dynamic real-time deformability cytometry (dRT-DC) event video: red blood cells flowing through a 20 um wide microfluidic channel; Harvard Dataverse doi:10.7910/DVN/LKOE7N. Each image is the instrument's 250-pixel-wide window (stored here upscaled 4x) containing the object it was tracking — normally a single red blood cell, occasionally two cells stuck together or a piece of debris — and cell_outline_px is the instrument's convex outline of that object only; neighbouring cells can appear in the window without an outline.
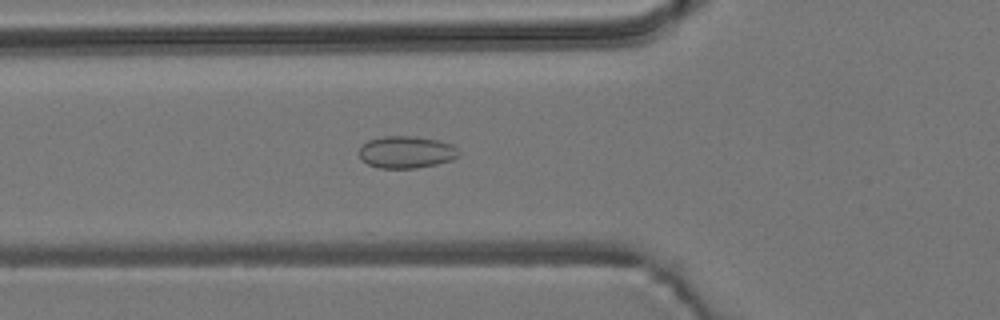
{"species": "common noctule bat (a hibernating species)", "species_latin": "Nyctalus noctula", "temperature_condition": "room temperature", "stored_images_in_passage": 53, "camera_frame_rate_fps": 3000, "um_per_image_px": 0.085, "animal": {"sex": "male", "body_mass_g": 19.2, "forearm_length_mm": 51.8}, "frame": {"image": 1, "passage_image": 19, "time_ms": 6.0, "image_size_px": [1000, 320], "cell_outline_px": [[460, 156], [452, 160], [436, 164], [416, 168], [380, 168], [368, 164], [360, 156], [360, 148], [368, 140], [384, 136], [412, 136], [436, 140], [452, 144], [460, 152]], "centroid_in_image_um": [34.57, 12.93], "position_along_channel_um": 91.2, "area_um2": 18.5}}
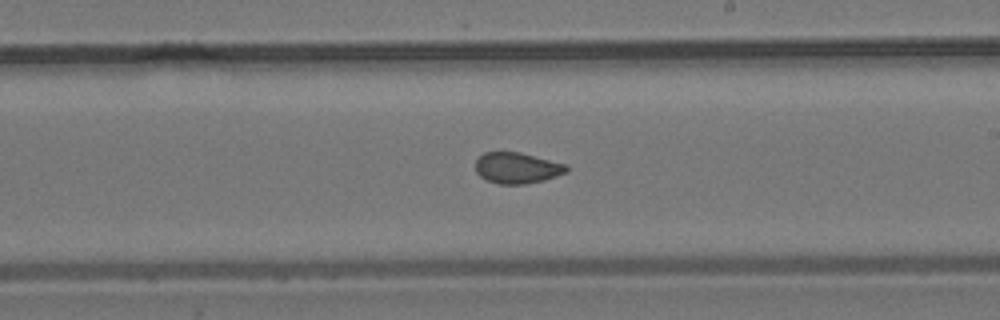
{"frame": {"image": 2, "passage_image": 31, "time_ms": 10.0, "image_size_px": [1000, 320], "cell_outline_px": [[568, 172], [544, 180], [524, 184], [500, 184], [488, 180], [480, 176], [476, 172], [476, 160], [484, 152], [520, 152], [568, 164]], "centroid_in_image_um": [43.98, 14.27], "position_along_channel_um": 245.0, "area_um2": 16.47}}
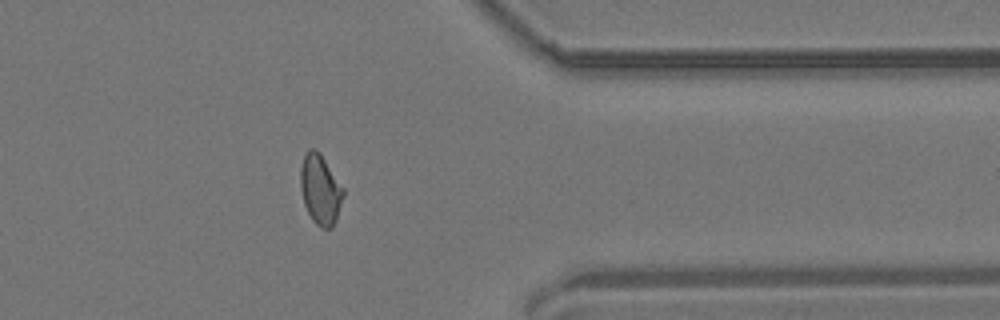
{"frame": {"image": 3, "passage_image": 43, "time_ms": 14.0, "image_size_px": [1000, 320], "cell_outline_px": [[344, 196], [336, 220], [332, 228], [320, 228], [312, 220], [304, 204], [300, 188], [300, 168], [304, 156], [312, 148], [316, 148], [320, 152], [344, 188]], "centroid_in_image_um": [27.23, 16.12], "position_along_channel_um": 384.2, "area_um2": 17.57}, "authors_computed_cell_mechanics": {"area_um2": 17.1666, "velocity_mm_per_s": 3.8256, "shape_relaxation_time_tau1_ms": null, "shape_relaxation_time_tau2_ms": 1.0619, "deformation_change_tau1": null, "deformation_change_tau2": 0.0486}}